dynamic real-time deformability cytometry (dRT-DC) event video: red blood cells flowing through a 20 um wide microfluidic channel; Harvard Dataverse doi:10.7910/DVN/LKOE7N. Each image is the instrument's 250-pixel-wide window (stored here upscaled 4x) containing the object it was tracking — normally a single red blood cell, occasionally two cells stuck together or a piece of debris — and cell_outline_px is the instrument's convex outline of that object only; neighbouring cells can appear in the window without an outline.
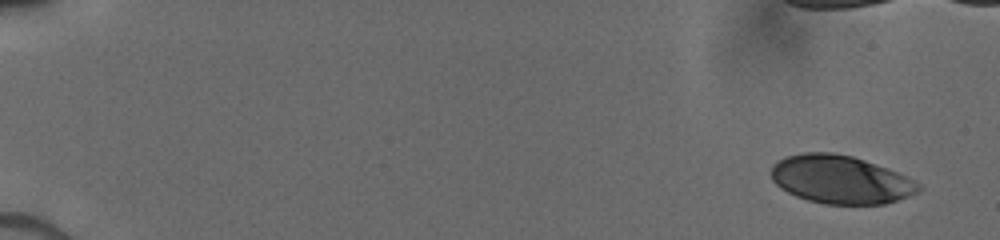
{"species": "human", "species_latin": "Homo sapiens", "temperature_condition": "cold", "stored_images_in_passage": 78, "camera_frame_rate_fps": 3000, "um_per_image_px": 0.085, "donor": {"sex": "male"}, "frame": {"image": 1, "passage_image": 1, "time_ms": 0.0, "image_size_px": [1000, 240], "cell_outline_px": [[924, 188], [920, 192], [884, 204], [824, 204], [808, 200], [796, 196], [780, 188], [772, 180], [772, 164], [788, 156], [804, 152], [832, 152], [852, 156], [888, 168], [908, 176], [920, 184]], "centroid_in_image_um": [71.48, 15.26], "position_along_channel_um": 13.5, "area_um2": 41.5}}
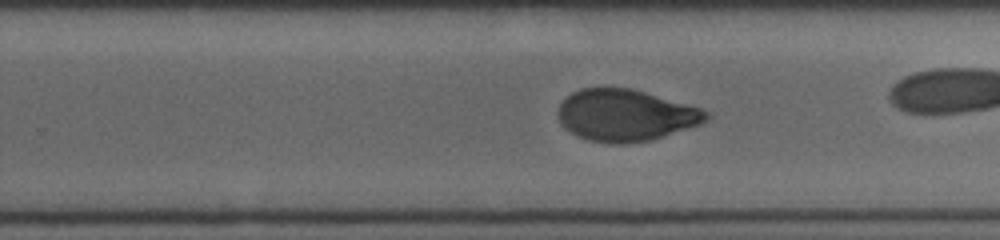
{"frame": {"image": 2, "passage_image": 68, "time_ms": 10.667, "image_size_px": [1000, 240], "cell_outline_px": [[712, 112], [708, 120], [700, 124], [652, 140], [624, 144], [608, 144], [588, 140], [576, 136], [564, 128], [560, 124], [556, 112], [560, 104], [572, 92], [580, 88], [628, 88], [644, 92], [700, 108]], "centroid_in_image_um": [53.14, 9.82], "position_along_channel_um": 276.7, "area_um2": 44.8}}
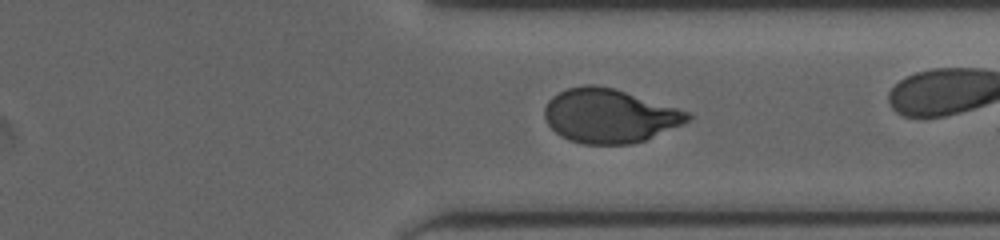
{"frame": {"image": 3, "passage_image": 76, "time_ms": 12.667, "image_size_px": [1000, 240], "cell_outline_px": [[692, 116], [688, 120], [680, 124], [644, 140], [632, 144], [584, 144], [568, 140], [560, 136], [548, 124], [544, 116], [544, 108], [548, 100], [552, 96], [568, 88], [584, 84], [592, 84], [612, 88], [692, 112]], "centroid_in_image_um": [51.76, 9.84], "position_along_channel_um": 359.6, "area_um2": 44.68}}